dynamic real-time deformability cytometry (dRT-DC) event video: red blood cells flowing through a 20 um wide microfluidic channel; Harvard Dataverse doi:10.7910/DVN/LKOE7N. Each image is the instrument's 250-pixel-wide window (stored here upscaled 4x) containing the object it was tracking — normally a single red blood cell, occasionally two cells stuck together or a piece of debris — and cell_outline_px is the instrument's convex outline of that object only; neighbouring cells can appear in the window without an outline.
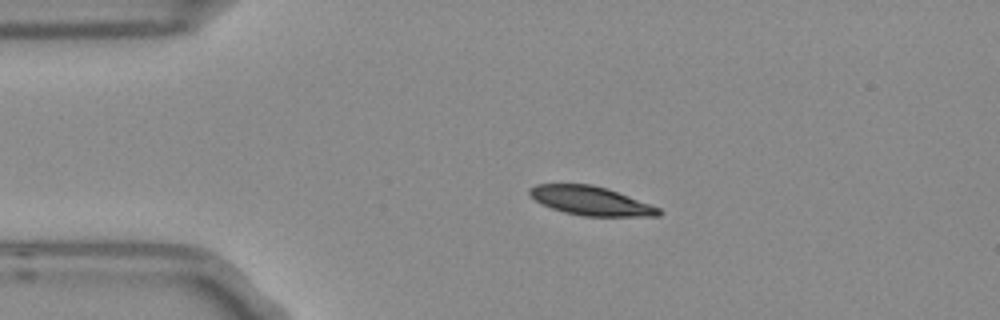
{"species": "Egyptian fruit bat (a non-hibernating species)", "species_latin": "Rousettus aegyptiacus", "temperature_condition": "room temperature", "stored_images_in_passage": 5, "camera_frame_rate_fps": 3000, "um_per_image_px": 0.085, "frame": {"image": 1, "passage_image": 4, "time_ms": 1.0, "image_size_px": [1000, 320], "cell_outline_px": [[664, 212], [660, 216], [584, 216], [564, 212], [552, 208], [536, 200], [528, 192], [528, 188], [536, 184], [592, 184], [608, 188], [660, 208]], "centroid_in_image_um": [50.25, 17.06], "position_along_channel_um": 34.8, "area_um2": 21.68}}